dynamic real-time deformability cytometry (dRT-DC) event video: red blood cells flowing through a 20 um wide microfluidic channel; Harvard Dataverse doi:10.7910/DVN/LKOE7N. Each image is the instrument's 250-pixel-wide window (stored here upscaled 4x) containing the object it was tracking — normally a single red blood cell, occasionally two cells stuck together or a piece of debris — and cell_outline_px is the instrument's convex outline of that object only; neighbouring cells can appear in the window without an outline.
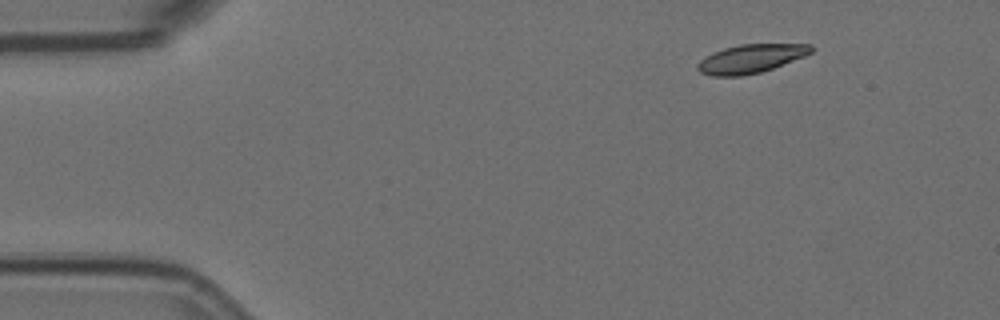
{"species": "Egyptian fruit bat (a non-hibernating species)", "species_latin": "Rousettus aegyptiacus", "temperature_condition": "room temperature", "stored_images_in_passage": 8, "camera_frame_rate_fps": 3000, "um_per_image_px": 0.085, "animal": {"sex": "female"}, "frame": {"image": 1, "passage_image": 1, "time_ms": 0.0, "image_size_px": [1000, 320], "cell_outline_px": [[816, 48], [812, 52], [804, 56], [772, 68], [760, 72], [740, 76], [712, 76], [700, 72], [696, 68], [696, 64], [700, 60], [712, 52], [724, 48], [740, 44], [812, 44]], "centroid_in_image_um": [63.81, 4.98], "position_along_channel_um": 21.2, "area_um2": 18.96}}
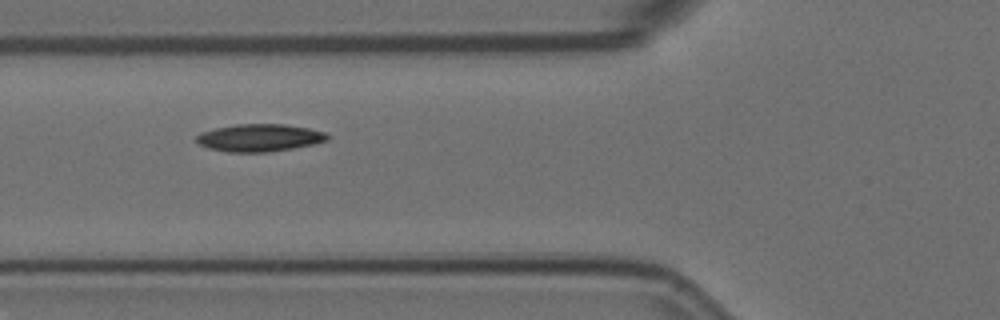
{"frame": {"image": 2, "passage_image": 5, "time_ms": 1.333, "image_size_px": [1000, 320], "cell_outline_px": [[328, 140], [312, 144], [292, 148], [264, 152], [228, 152], [208, 148], [200, 144], [196, 140], [196, 136], [200, 132], [216, 128], [236, 124], [284, 124], [308, 128], [324, 132], [328, 136]], "centroid_in_image_um": [22.02, 11.7], "position_along_channel_um": 103.8, "area_um2": 20.75}}
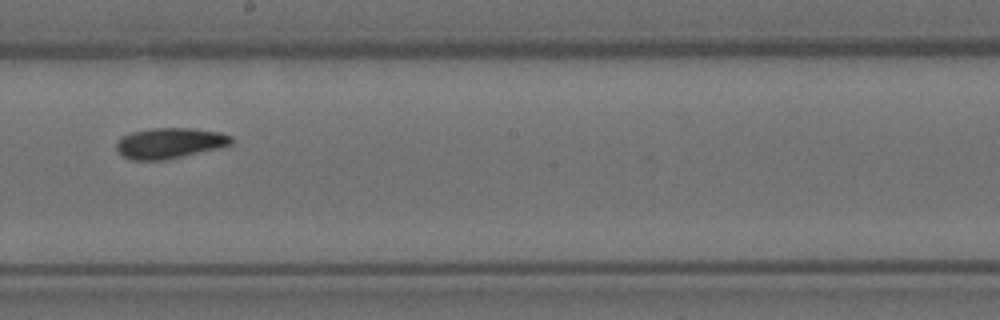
{"frame": {"image": 3, "passage_image": 8, "time_ms": 2.333, "image_size_px": [1000, 320], "cell_outline_px": [[232, 144], [220, 148], [164, 160], [132, 160], [124, 156], [116, 148], [116, 140], [132, 132], [152, 128], [192, 128], [220, 132], [232, 136]], "centroid_in_image_um": [14.44, 12.16], "position_along_channel_um": 233.8, "area_um2": 20.46}}